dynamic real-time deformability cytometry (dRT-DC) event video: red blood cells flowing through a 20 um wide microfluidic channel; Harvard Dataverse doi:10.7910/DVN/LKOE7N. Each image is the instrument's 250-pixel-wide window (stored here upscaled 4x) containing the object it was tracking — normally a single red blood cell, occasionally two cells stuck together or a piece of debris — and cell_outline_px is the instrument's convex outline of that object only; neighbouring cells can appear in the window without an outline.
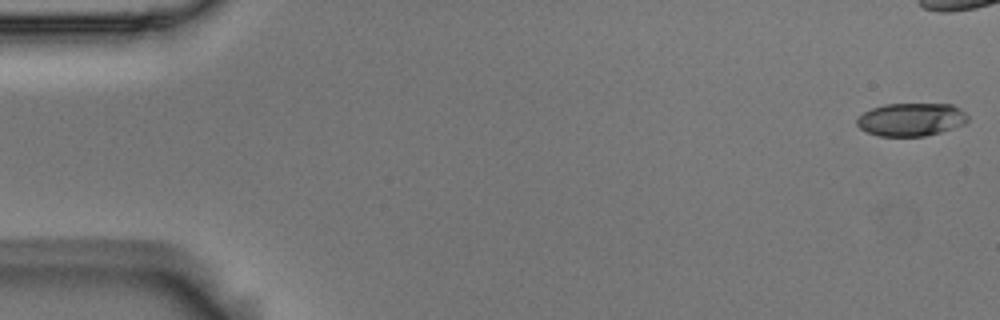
{"species": "Egyptian fruit bat (a non-hibernating species)", "species_latin": "Rousettus aegyptiacus", "temperature_condition": "room temperature", "stored_images_in_passage": 43, "camera_frame_rate_fps": 3000, "um_per_image_px": 0.085, "animal": {"sex": "male"}, "frame": {"image": 1, "passage_image": 1, "time_ms": 0.0, "image_size_px": [1000, 320], "cell_outline_px": [[968, 120], [964, 124], [940, 132], [924, 136], [880, 136], [868, 132], [860, 128], [856, 124], [856, 120], [864, 112], [872, 108], [884, 104], [952, 104], [960, 108], [968, 116]], "centroid_in_image_um": [77.45, 10.15], "position_along_channel_um": 7.6, "area_um2": 21.27}}
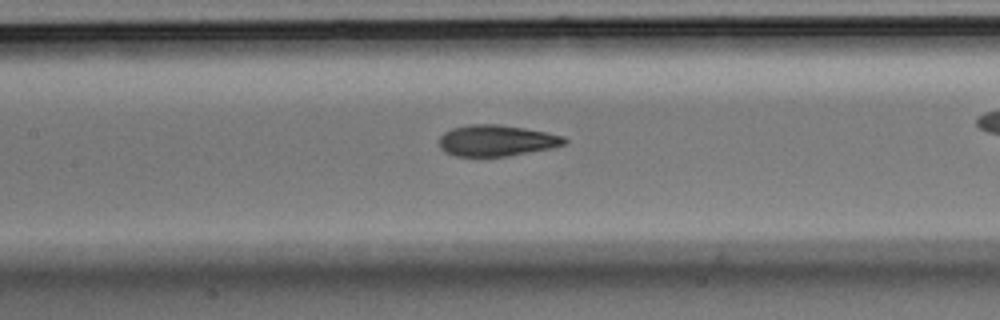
{"frame": {"image": 2, "passage_image": 25, "time_ms": 8.0, "image_size_px": [1000, 320], "cell_outline_px": [[568, 140], [564, 144], [552, 148], [508, 156], [456, 156], [444, 152], [440, 148], [440, 136], [444, 132], [452, 128], [468, 124], [496, 124], [524, 128], [564, 136]], "centroid_in_image_um": [42.18, 11.95], "position_along_channel_um": 165.2, "area_um2": 22.72}}
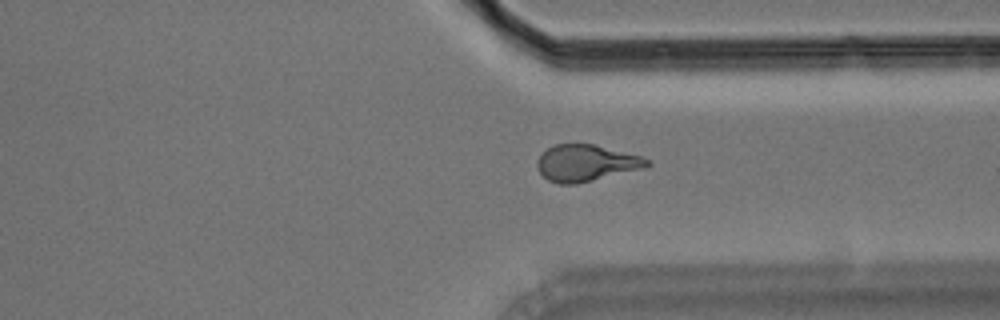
{"frame": {"image": 3, "passage_image": 41, "time_ms": 13.333, "image_size_px": [1000, 320], "cell_outline_px": [[652, 164], [644, 168], [576, 184], [560, 184], [548, 180], [536, 168], [536, 160], [552, 144], [592, 144], [640, 156], [652, 160]], "centroid_in_image_um": [49.81, 13.86], "position_along_channel_um": 361.6, "area_um2": 23.29}}